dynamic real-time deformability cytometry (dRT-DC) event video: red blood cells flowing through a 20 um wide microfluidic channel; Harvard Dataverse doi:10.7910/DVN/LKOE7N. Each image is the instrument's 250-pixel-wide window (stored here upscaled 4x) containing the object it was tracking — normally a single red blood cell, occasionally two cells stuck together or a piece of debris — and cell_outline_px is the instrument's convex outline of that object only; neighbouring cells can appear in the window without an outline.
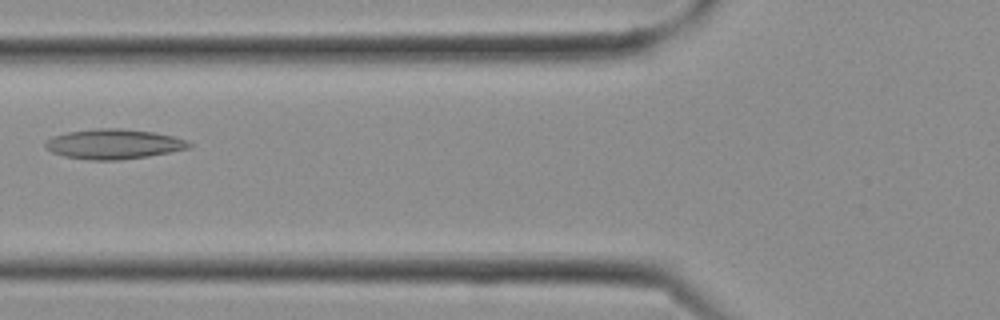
{"species": "Egyptian fruit bat (a non-hibernating species)", "species_latin": "Rousettus aegyptiacus", "temperature_condition": "cold", "stored_images_in_passage": 11, "camera_frame_rate_fps": 3000, "um_per_image_px": 0.085, "frame": {"image": 1, "passage_image": 10, "time_ms": 3.0, "image_size_px": [1000, 320], "cell_outline_px": [[192, 144], [188, 148], [148, 156], [120, 160], [88, 160], [64, 156], [52, 152], [44, 144], [44, 140], [52, 136], [68, 132], [96, 128], [120, 128], [152, 132], [172, 136], [188, 140]], "centroid_in_image_um": [9.63, 12.24], "position_along_channel_um": 116.2, "area_um2": 24.97}}